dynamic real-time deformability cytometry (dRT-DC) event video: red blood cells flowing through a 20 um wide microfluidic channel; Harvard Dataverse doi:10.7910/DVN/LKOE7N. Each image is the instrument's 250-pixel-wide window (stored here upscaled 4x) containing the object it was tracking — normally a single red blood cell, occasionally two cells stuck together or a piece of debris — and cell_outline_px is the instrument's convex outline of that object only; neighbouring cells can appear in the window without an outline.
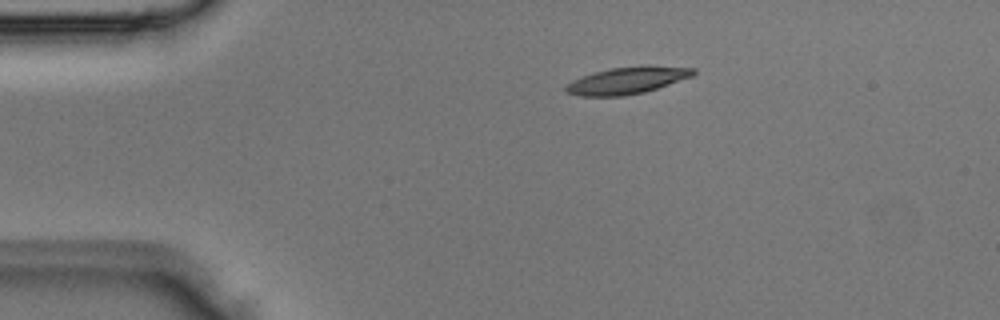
{"species": "Egyptian fruit bat (a non-hibernating species)", "species_latin": "Rousettus aegyptiacus", "temperature_condition": "room temperature", "stored_images_in_passage": 4, "camera_frame_rate_fps": 3000, "um_per_image_px": 0.085, "animal": {"sex": "male"}, "frame": {"image": 1, "passage_image": 4, "time_ms": 1.0, "image_size_px": [1000, 320], "cell_outline_px": [[696, 72], [692, 76], [644, 92], [624, 96], [580, 96], [564, 92], [564, 88], [572, 80], [596, 72], [612, 68], [648, 64], [696, 68]], "centroid_in_image_um": [53.33, 6.82], "position_along_channel_um": 31.7, "area_um2": 20.06}}